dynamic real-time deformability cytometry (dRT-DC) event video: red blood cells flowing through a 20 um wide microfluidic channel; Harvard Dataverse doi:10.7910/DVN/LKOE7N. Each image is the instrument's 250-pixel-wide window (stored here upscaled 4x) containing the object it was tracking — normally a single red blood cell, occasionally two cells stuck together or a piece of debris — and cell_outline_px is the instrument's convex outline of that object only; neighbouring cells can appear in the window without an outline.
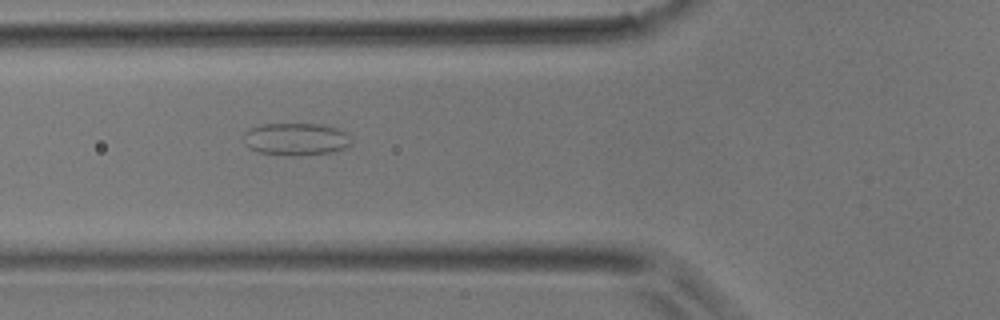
{"species": "common noctule bat (a hibernating species)", "species_latin": "Nyctalus noctula", "temperature_condition": "room temperature", "stored_images_in_passage": 6, "segment_of_instrument_passage": [1, 2], "camera_frame_rate_fps": 3000, "um_per_image_px": 0.085, "animal": {"sex": "male", "body_mass_g": 17.9}, "frame": {"image": 1, "passage_image": 5, "time_ms": 1.333, "image_size_px": [1000, 320], "cell_outline_px": [[352, 144], [344, 148], [332, 152], [292, 156], [256, 152], [244, 144], [244, 132], [248, 128], [264, 124], [320, 124], [336, 128], [348, 132], [352, 140]], "centroid_in_image_um": [25.16, 11.83], "position_along_channel_um": 100.6, "area_um2": 20.58}}